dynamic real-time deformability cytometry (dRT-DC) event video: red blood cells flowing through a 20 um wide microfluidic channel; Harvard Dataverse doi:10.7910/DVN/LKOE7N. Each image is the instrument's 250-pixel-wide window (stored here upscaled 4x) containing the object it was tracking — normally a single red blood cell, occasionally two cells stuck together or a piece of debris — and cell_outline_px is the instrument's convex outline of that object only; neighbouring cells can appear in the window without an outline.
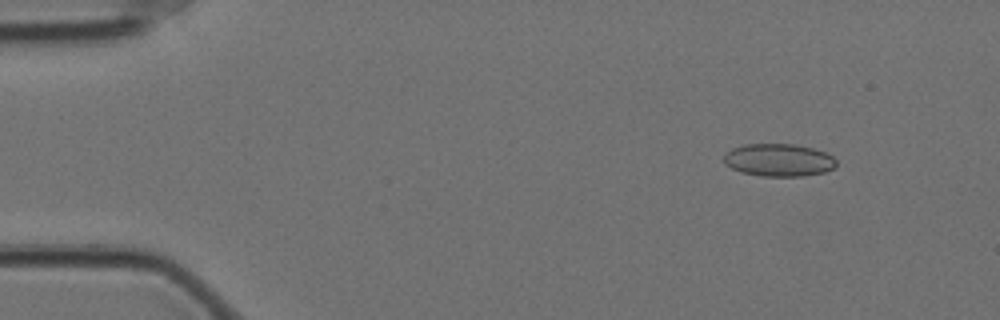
{"species": "Egyptian fruit bat (a non-hibernating species)", "species_latin": "Rousettus aegyptiacus", "temperature_condition": "cold", "stored_images_in_passage": 58, "camera_frame_rate_fps": 3000, "um_per_image_px": 0.085, "animal": {"sex": "female"}, "frame": {"image": 1, "passage_image": 7, "time_ms": 2.0, "image_size_px": [1000, 320], "cell_outline_px": [[836, 164], [832, 168], [824, 172], [804, 176], [760, 176], [740, 172], [724, 164], [724, 152], [732, 148], [744, 144], [796, 144], [812, 148], [824, 152], [832, 156], [836, 160]], "centroid_in_image_um": [66.15, 13.6], "position_along_channel_um": 18.9, "area_um2": 21.5}}
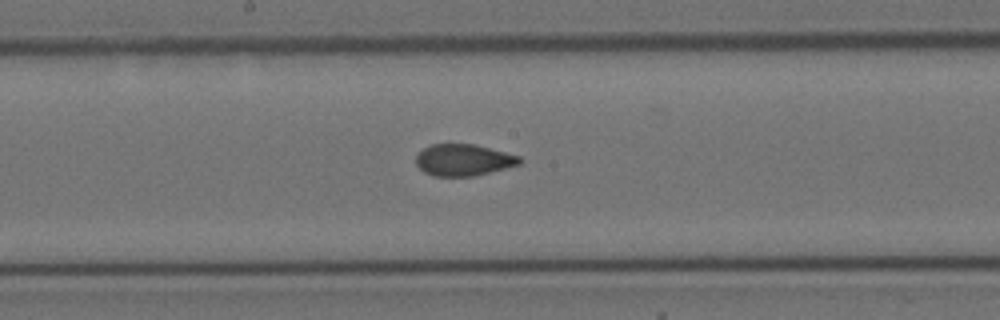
{"frame": {"image": 2, "passage_image": 31, "time_ms": 10.0, "image_size_px": [1000, 320], "cell_outline_px": [[524, 160], [520, 164], [472, 176], [432, 176], [424, 172], [416, 164], [416, 156], [424, 148], [432, 144], [476, 144], [520, 156]], "centroid_in_image_um": [39.4, 13.59], "position_along_channel_um": 208.8, "area_um2": 19.02}}
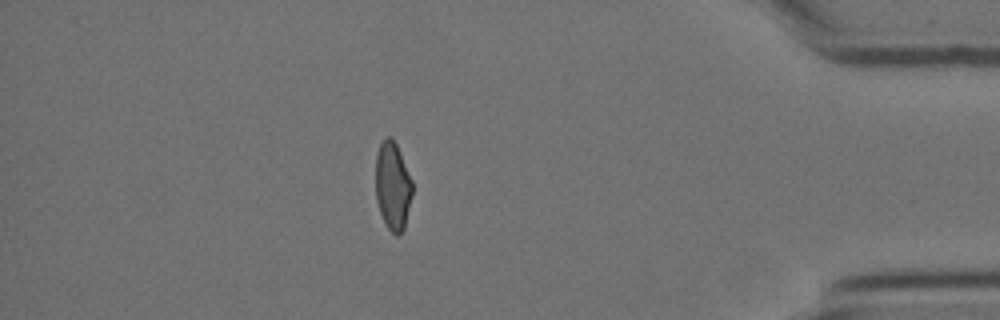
{"frame": {"image": 3, "passage_image": 51, "time_ms": 16.667, "image_size_px": [1000, 320], "cell_outline_px": [[412, 196], [404, 228], [396, 236], [388, 228], [380, 212], [376, 200], [376, 152], [380, 144], [388, 136], [392, 136], [400, 152], [412, 180]], "centroid_in_image_um": [33.38, 15.78], "position_along_channel_um": 401.8, "area_um2": 18.73}, "authors_computed_cell_mechanics": {"area_um2": 20.0855, "velocity_mm_per_s": 3.5173, "shape_relaxation_time_tau1_ms": null, "shape_relaxation_time_tau2_ms": 0.7746, "deformation_change_tau1": null, "deformation_change_tau2": 0.0558}}